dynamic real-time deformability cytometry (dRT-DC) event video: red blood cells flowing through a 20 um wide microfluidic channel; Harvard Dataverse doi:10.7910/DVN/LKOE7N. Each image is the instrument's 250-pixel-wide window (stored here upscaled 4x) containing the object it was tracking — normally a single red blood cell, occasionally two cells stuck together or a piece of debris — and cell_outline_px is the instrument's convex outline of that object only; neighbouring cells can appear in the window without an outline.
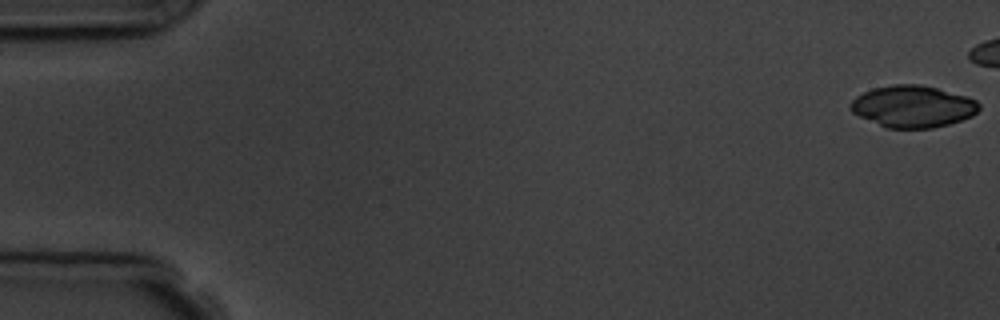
{"species": "common noctule bat (a hibernating species)", "species_latin": "Nyctalus noctula", "temperature_condition": "room temperature", "stored_images_in_passage": 6, "camera_frame_rate_fps": 3000, "um_per_image_px": 0.085, "animal": {"sex": "male", "body_mass_g": 19.5, "forearm_length_mm": 54.6}, "frame": {"image": 1, "passage_image": 1, "time_ms": 0.0, "image_size_px": [1000, 320], "cell_outline_px": [[980, 108], [972, 116], [948, 124], [932, 128], [888, 128], [860, 116], [852, 112], [848, 108], [848, 104], [856, 96], [872, 88], [892, 84], [920, 84], [968, 96], [976, 100], [980, 104]], "centroid_in_image_um": [77.58, 9.03], "position_along_channel_um": 7.4, "area_um2": 31.33}}